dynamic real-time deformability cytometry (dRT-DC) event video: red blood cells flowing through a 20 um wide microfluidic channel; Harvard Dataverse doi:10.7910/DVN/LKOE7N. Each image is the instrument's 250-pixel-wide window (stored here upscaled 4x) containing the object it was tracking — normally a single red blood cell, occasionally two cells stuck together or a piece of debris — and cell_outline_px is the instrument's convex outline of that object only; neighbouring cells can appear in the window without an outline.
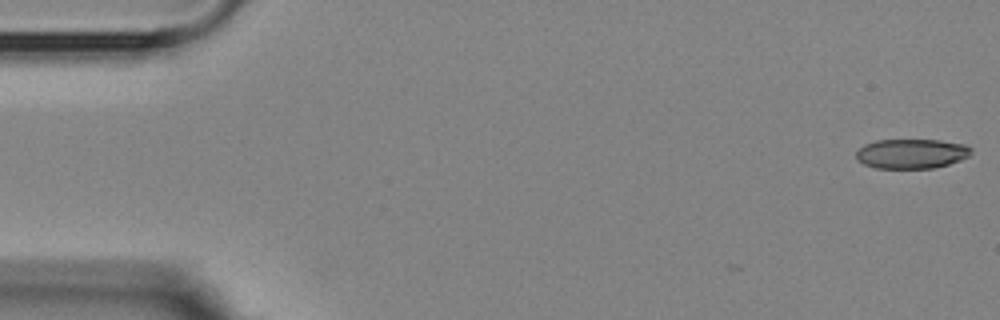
{"species": "Egyptian fruit bat (a non-hibernating species)", "species_latin": "Rousettus aegyptiacus", "temperature_condition": "room temperature", "stored_images_in_passage": 7, "camera_frame_rate_fps": 3000, "um_per_image_px": 0.085, "animal": {"sex": "female"}, "frame": {"image": 1, "passage_image": 1, "time_ms": 0.0, "image_size_px": [1000, 320], "cell_outline_px": [[972, 152], [968, 156], [960, 160], [948, 164], [932, 168], [876, 168], [864, 164], [856, 160], [856, 152], [864, 144], [876, 140], [940, 140], [964, 144], [972, 148]], "centroid_in_image_um": [77.46, 13.06], "position_along_channel_um": 7.5, "area_um2": 19.88}}
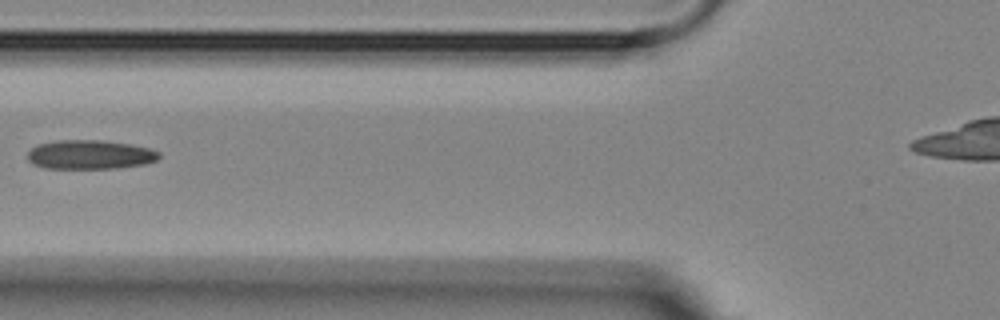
{"frame": {"image": 2, "passage_image": 7, "time_ms": 6.667, "image_size_px": [1000, 320], "cell_outline_px": [[160, 156], [156, 160], [144, 164], [116, 168], [44, 168], [32, 164], [28, 160], [28, 152], [36, 144], [60, 140], [100, 140], [128, 144], [148, 148], [160, 152]], "centroid_in_image_um": [7.61, 13.14], "position_along_channel_um": 118.2, "area_um2": 22.2}}